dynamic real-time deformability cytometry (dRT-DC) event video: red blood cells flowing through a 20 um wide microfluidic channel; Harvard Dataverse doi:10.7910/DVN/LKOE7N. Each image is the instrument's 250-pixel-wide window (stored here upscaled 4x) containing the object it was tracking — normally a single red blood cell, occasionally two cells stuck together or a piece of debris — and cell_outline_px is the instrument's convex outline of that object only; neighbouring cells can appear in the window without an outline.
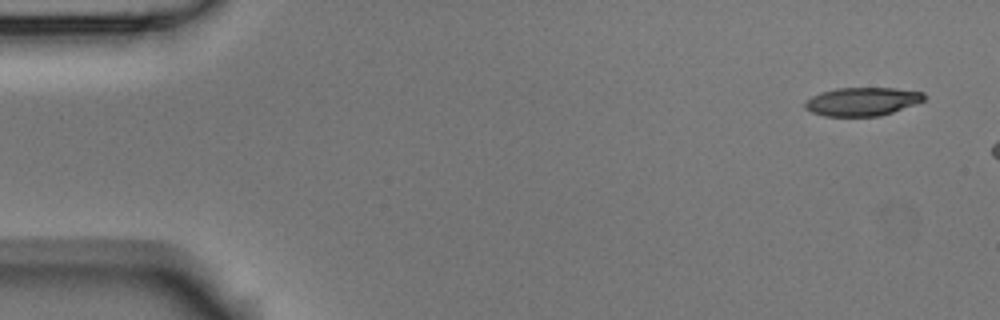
{"species": "Egyptian fruit bat (a non-hibernating species)", "species_latin": "Rousettus aegyptiacus", "temperature_condition": "room temperature", "stored_images_in_passage": 2, "camera_frame_rate_fps": 3000, "um_per_image_px": 0.085, "animal": {"sex": "male"}, "frame": {"image": 1, "passage_image": 1, "time_ms": 0.0, "image_size_px": [1000, 320], "cell_outline_px": [[924, 100], [892, 112], [880, 116], [824, 116], [812, 112], [804, 108], [804, 104], [812, 96], [820, 92], [836, 88], [896, 88], [924, 92]], "centroid_in_image_um": [73.26, 8.63], "position_along_channel_um": 11.7, "area_um2": 19.59}}